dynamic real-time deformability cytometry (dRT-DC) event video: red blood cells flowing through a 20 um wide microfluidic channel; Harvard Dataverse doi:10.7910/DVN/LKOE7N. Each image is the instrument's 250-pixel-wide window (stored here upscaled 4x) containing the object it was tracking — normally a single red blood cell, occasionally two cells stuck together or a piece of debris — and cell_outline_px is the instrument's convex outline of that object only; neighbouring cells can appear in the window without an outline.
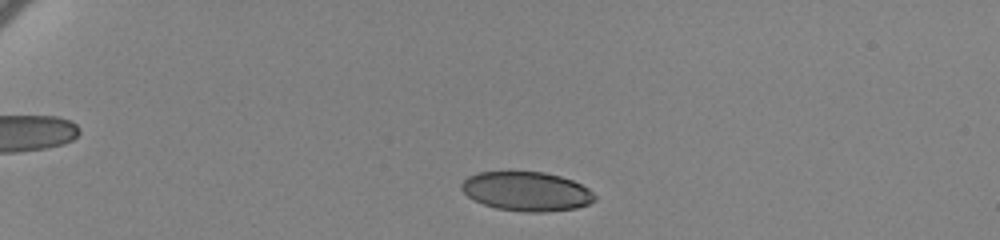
{"species": "human", "species_latin": "Homo sapiens", "temperature_condition": "cold", "stored_images_in_passage": 28, "camera_frame_rate_fps": 3000, "um_per_image_px": 0.085, "donor": {"sex": "female"}, "frame": {"image": 1, "passage_image": 7, "time_ms": 2.0, "image_size_px": [1000, 240], "cell_outline_px": [[596, 200], [588, 204], [576, 208], [544, 212], [524, 212], [496, 208], [484, 204], [468, 196], [460, 188], [460, 184], [468, 176], [476, 172], [544, 172], [560, 176], [572, 180], [588, 188], [596, 196]], "centroid_in_image_um": [44.76, 16.26], "position_along_channel_um": 40.2, "area_um2": 30.4}}
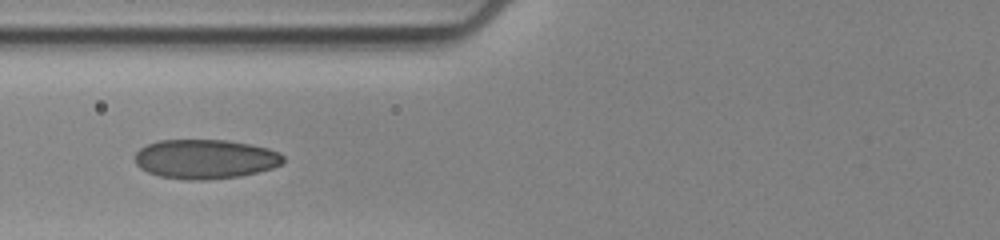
{"frame": {"image": 2, "passage_image": 19, "time_ms": 6.0, "image_size_px": [1000, 240], "cell_outline_px": [[284, 160], [280, 164], [272, 168], [240, 176], [208, 180], [188, 180], [160, 176], [148, 172], [140, 168], [136, 164], [136, 152], [140, 148], [156, 140], [228, 140], [252, 144], [268, 148], [280, 152], [284, 156]], "centroid_in_image_um": [17.46, 13.51], "position_along_channel_um": 108.3, "area_um2": 34.16}}
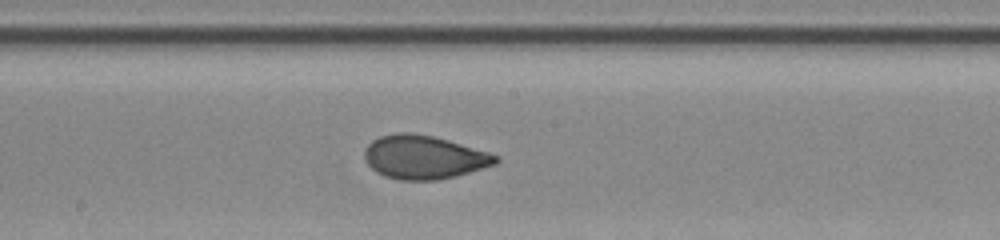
{"frame": {"image": 3, "passage_image": 28, "time_ms": 9.0, "image_size_px": [1000, 240], "cell_outline_px": [[500, 160], [496, 164], [456, 176], [436, 180], [400, 180], [384, 176], [376, 172], [364, 160], [364, 148], [372, 140], [380, 136], [396, 132], [408, 132], [432, 136], [448, 140], [488, 152], [500, 156]], "centroid_in_image_um": [36.01, 13.36], "position_along_channel_um": 212.2, "area_um2": 33.41}}